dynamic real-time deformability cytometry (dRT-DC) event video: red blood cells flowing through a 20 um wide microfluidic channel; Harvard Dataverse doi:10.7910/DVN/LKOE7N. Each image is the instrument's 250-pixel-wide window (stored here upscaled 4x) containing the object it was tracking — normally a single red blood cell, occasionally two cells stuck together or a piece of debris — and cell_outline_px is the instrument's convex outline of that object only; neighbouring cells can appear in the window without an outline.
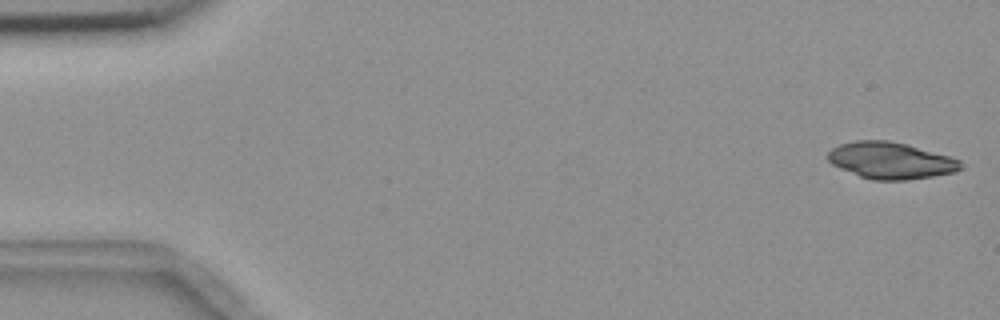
{"species": "common noctule bat (a hibernating species)", "species_latin": "Nyctalus noctula", "temperature_condition": "room temperature", "stored_images_in_passage": 5, "camera_frame_rate_fps": 3000, "um_per_image_px": 0.085, "animal": {"sex": "female", "body_mass_g": 18.4}, "frame": {"image": 1, "passage_image": 1, "time_ms": 0.0, "image_size_px": [1000, 320], "cell_outline_px": [[964, 168], [952, 172], [932, 176], [904, 180], [872, 180], [860, 176], [840, 168], [832, 164], [828, 160], [828, 152], [832, 148], [840, 144], [856, 140], [888, 140], [908, 144], [948, 156], [960, 160], [964, 164]], "centroid_in_image_um": [75.71, 13.63], "position_along_channel_um": 9.3, "area_um2": 28.26}}
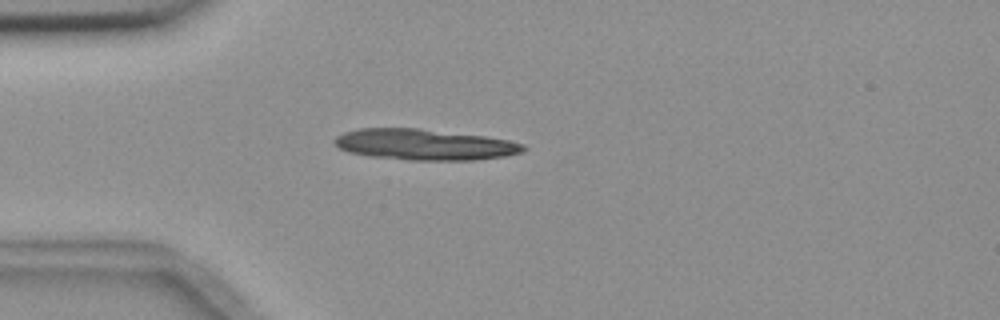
{"frame": {"image": 2, "passage_image": 5, "time_ms": 4.333, "image_size_px": [1000, 320], "cell_outline_px": [[528, 148], [520, 152], [504, 156], [472, 160], [408, 160], [368, 156], [348, 152], [340, 148], [332, 140], [336, 136], [344, 132], [360, 128], [420, 128], [484, 136], [508, 140], [524, 144]], "centroid_in_image_um": [36.05, 12.28], "position_along_channel_um": 49.0, "area_um2": 34.04}}